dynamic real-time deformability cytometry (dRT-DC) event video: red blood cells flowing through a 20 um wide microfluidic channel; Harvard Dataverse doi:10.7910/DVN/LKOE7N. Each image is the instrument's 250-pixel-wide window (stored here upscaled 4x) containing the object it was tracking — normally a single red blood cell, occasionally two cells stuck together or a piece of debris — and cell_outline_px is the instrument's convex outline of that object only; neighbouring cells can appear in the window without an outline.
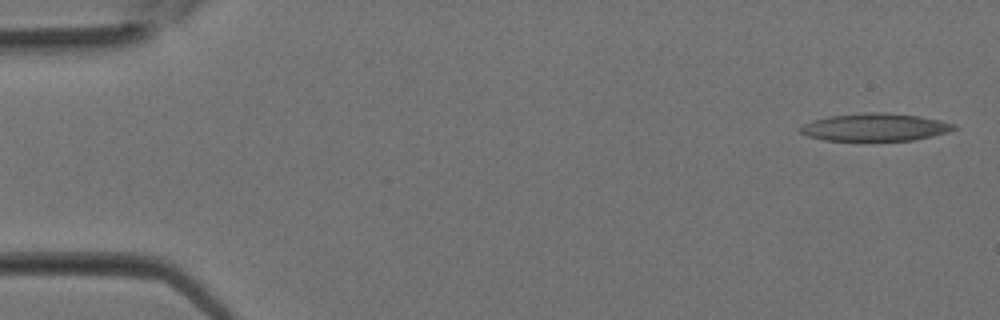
{"species": "Egyptian fruit bat (a non-hibernating species)", "species_latin": "Rousettus aegyptiacus", "temperature_condition": "room temperature", "stored_images_in_passage": 22, "camera_frame_rate_fps": 3000, "um_per_image_px": 0.085, "animal": {"sex": "female"}, "frame": {"image": 1, "passage_image": 1, "time_ms": 0.0, "image_size_px": [1000, 320], "cell_outline_px": [[960, 128], [948, 132], [932, 136], [912, 140], [824, 140], [808, 136], [800, 132], [796, 128], [812, 120], [828, 116], [864, 112], [884, 112], [920, 116], [940, 120], [956, 124]], "centroid_in_image_um": [74.39, 10.8], "position_along_channel_um": 10.6, "area_um2": 24.91}}
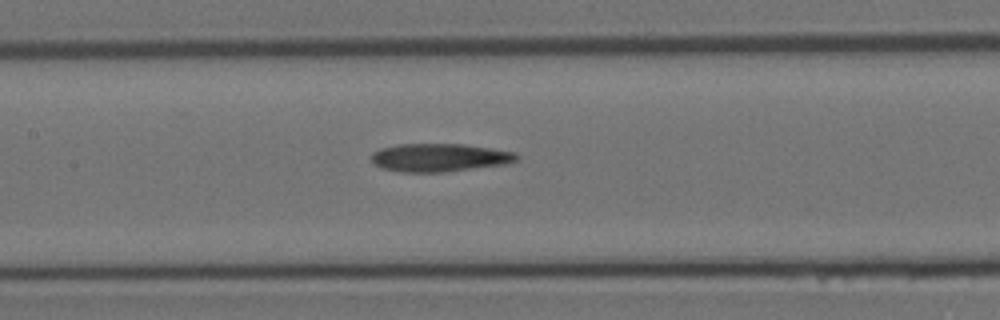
{"frame": {"image": 2, "passage_image": 14, "time_ms": 4.333, "image_size_px": [1000, 320], "cell_outline_px": [[520, 160], [508, 164], [444, 172], [400, 172], [380, 168], [372, 160], [372, 152], [380, 148], [400, 144], [464, 144], [516, 152], [520, 156]], "centroid_in_image_um": [37.4, 13.4], "position_along_channel_um": 170.0, "area_um2": 24.04}}
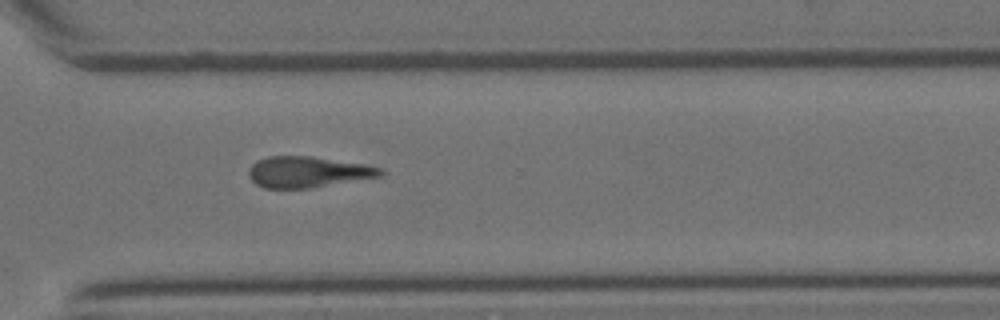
{"frame": {"image": 3, "passage_image": 22, "time_ms": 7.0, "image_size_px": [1000, 320], "cell_outline_px": [[384, 176], [312, 188], [264, 188], [256, 184], [248, 176], [248, 168], [256, 160], [268, 156], [308, 156], [368, 164], [384, 168]], "centroid_in_image_um": [26.2, 14.62], "position_along_channel_um": 344.4, "area_um2": 24.22}}